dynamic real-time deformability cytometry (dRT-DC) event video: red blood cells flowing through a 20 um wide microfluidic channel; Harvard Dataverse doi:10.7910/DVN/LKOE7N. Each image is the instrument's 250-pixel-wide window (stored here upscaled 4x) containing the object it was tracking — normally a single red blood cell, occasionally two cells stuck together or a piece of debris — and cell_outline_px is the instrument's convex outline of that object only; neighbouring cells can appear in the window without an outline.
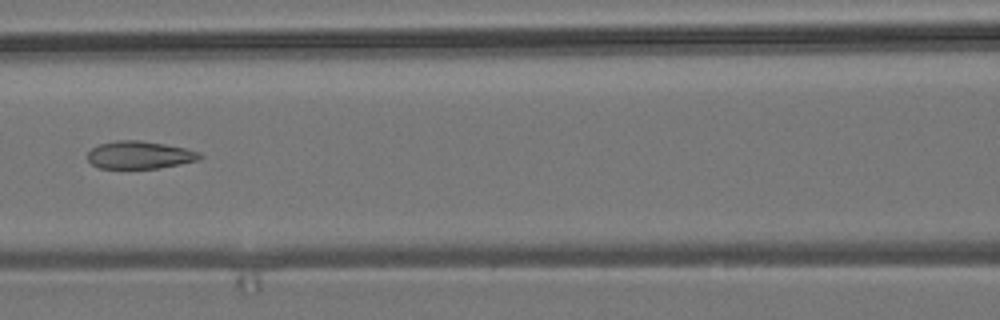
{"species": "common noctule bat (a hibernating species)", "species_latin": "Nyctalus noctula", "temperature_condition": "room temperature", "stored_images_in_passage": 9, "camera_frame_rate_fps": 3000, "um_per_image_px": 0.085, "animal": {"sex": "male", "body_mass_g": 19.2, "forearm_length_mm": 51.8}, "frame": {"image": 1, "passage_image": 6, "time_ms": 1.667, "image_size_px": [1000, 320], "cell_outline_px": [[204, 156], [200, 160], [180, 164], [156, 168], [100, 168], [92, 164], [88, 160], [88, 152], [92, 148], [100, 144], [116, 140], [140, 140], [164, 144], [184, 148], [200, 152]], "centroid_in_image_um": [11.89, 13.17], "position_along_channel_um": 154.7, "area_um2": 18.03}}
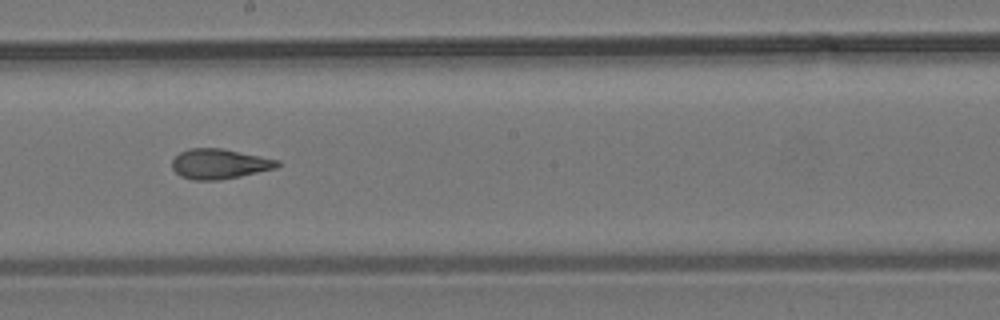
{"frame": {"image": 2, "passage_image": 8, "time_ms": 2.333, "image_size_px": [1000, 320], "cell_outline_px": [[280, 164], [276, 168], [240, 176], [216, 180], [192, 180], [180, 176], [172, 168], [172, 160], [180, 152], [188, 148], [220, 148], [280, 160]], "centroid_in_image_um": [18.63, 13.93], "position_along_channel_um": 229.6, "area_um2": 18.32}}
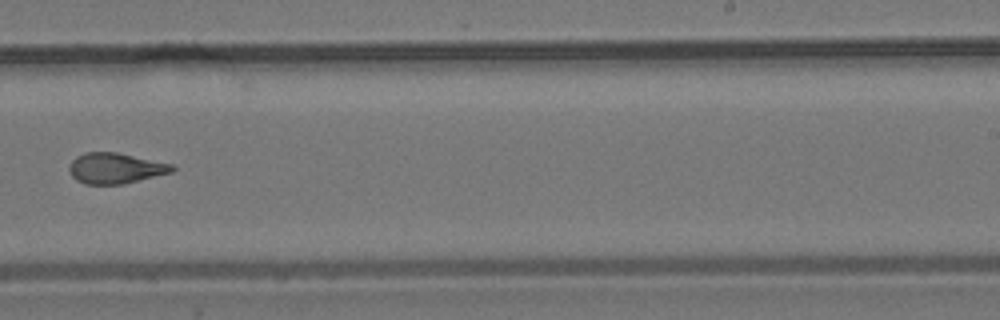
{"frame": {"image": 3, "passage_image": 9, "time_ms": 2.667, "image_size_px": [1000, 320], "cell_outline_px": [[176, 168], [172, 172], [124, 184], [84, 184], [76, 180], [72, 176], [68, 168], [72, 160], [76, 156], [84, 152], [116, 152], [172, 164]], "centroid_in_image_um": [9.79, 14.3], "position_along_channel_um": 279.2, "area_um2": 18.38}}